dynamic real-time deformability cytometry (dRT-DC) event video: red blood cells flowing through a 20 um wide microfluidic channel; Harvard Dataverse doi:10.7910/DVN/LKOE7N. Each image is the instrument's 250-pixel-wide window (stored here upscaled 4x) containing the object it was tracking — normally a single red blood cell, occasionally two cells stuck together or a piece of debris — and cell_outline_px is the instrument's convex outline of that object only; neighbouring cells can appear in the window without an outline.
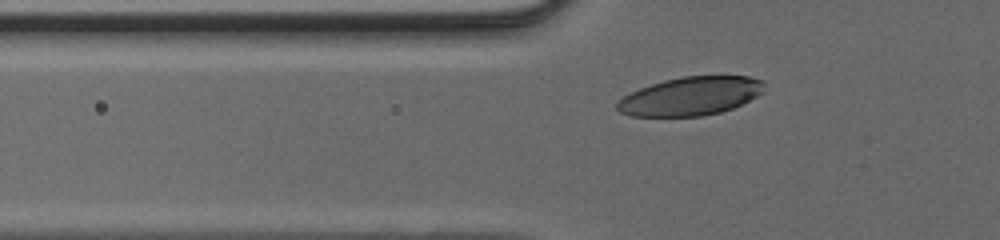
{"species": "human", "species_latin": "Homo sapiens", "temperature_condition": "cold", "stored_images_in_passage": 33, "camera_frame_rate_fps": 3000, "um_per_image_px": 0.085, "donor": {"sex": "male"}, "frame": {"image": 1, "passage_image": 8, "time_ms": 2.333, "image_size_px": [1000, 240], "cell_outline_px": [[764, 92], [732, 108], [720, 112], [700, 116], [632, 116], [620, 112], [616, 108], [616, 104], [624, 96], [640, 88], [664, 80], [684, 76], [748, 76], [764, 80]], "centroid_in_image_um": [58.71, 8.17], "position_along_channel_um": 67.1, "area_um2": 32.77}}
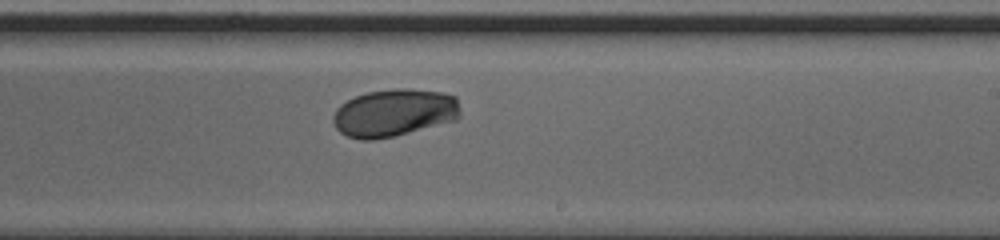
{"frame": {"image": 2, "passage_image": 21, "time_ms": 6.667, "image_size_px": [1000, 240], "cell_outline_px": [[460, 116], [456, 120], [396, 136], [372, 140], [360, 140], [348, 136], [340, 132], [336, 128], [332, 120], [332, 116], [336, 108], [340, 104], [356, 96], [368, 92], [392, 88], [408, 88], [440, 92], [456, 96], [460, 108]], "centroid_in_image_um": [33.5, 9.59], "position_along_channel_um": 255.5, "area_um2": 35.6}}
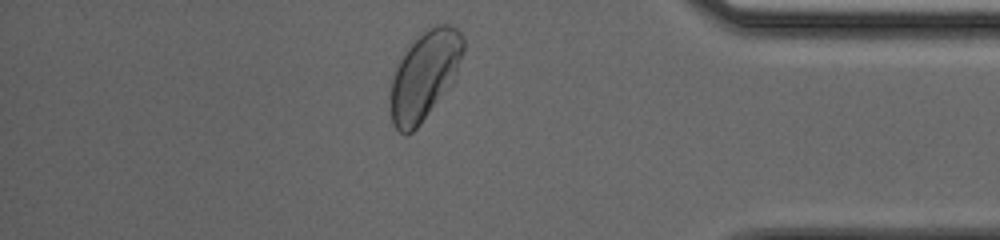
{"frame": {"image": 3, "passage_image": 32, "time_ms": 10.333, "image_size_px": [1000, 240], "cell_outline_px": [[464, 48], [452, 84], [420, 124], [412, 132], [404, 136], [392, 124], [388, 96], [392, 76], [396, 64], [408, 48], [428, 28], [436, 24], [448, 24], [456, 28], [460, 32], [464, 40]], "centroid_in_image_um": [36.05, 6.44], "position_along_channel_um": 399.2, "area_um2": 37.51}}